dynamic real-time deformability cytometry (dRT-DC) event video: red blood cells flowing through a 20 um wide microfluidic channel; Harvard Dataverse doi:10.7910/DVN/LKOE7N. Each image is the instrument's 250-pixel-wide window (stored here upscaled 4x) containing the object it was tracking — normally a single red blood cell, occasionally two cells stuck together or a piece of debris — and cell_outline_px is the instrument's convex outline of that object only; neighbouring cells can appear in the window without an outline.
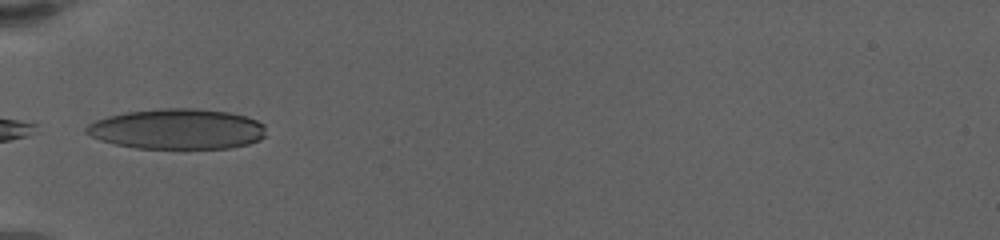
{"species": "human", "species_latin": "Homo sapiens", "temperature_condition": "warm", "stored_images_in_passage": 38, "camera_frame_rate_fps": 3000, "um_per_image_px": 0.085, "donor": {"sex": "female"}, "frame": {"image": 1, "passage_image": 1, "time_ms": 0.0, "image_size_px": [1000, 240], "cell_outline_px": [[264, 136], [260, 140], [248, 144], [232, 148], [136, 148], [116, 144], [100, 140], [84, 132], [84, 128], [88, 124], [96, 120], [108, 116], [128, 112], [160, 108], [196, 108], [228, 112], [244, 116], [256, 120], [264, 124]], "centroid_in_image_um": [15.06, 10.97], "position_along_channel_um": 69.9, "area_um2": 42.25}}
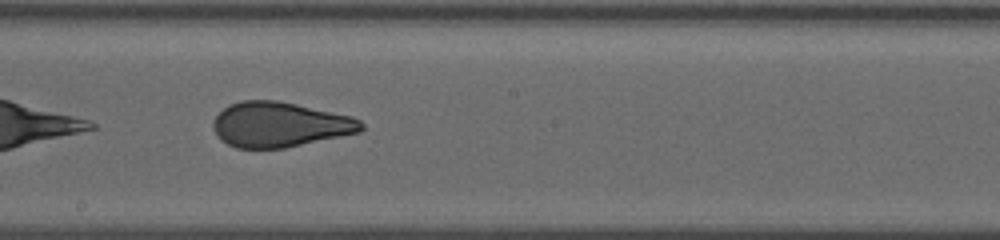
{"frame": {"image": 2, "passage_image": 15, "time_ms": 4.667, "image_size_px": [1000, 240], "cell_outline_px": [[364, 128], [360, 132], [284, 148], [236, 148], [220, 140], [212, 124], [216, 116], [228, 104], [240, 100], [276, 100], [296, 104], [352, 116], [360, 120], [364, 124]], "centroid_in_image_um": [23.77, 10.58], "position_along_channel_um": 224.4, "area_um2": 38.78}}
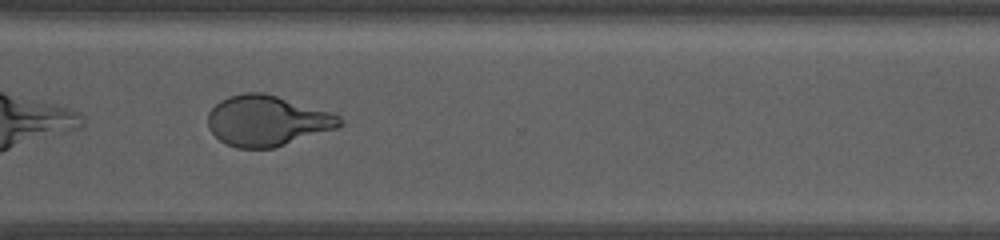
{"frame": {"image": 3, "passage_image": 26, "time_ms": 8.333, "image_size_px": [1000, 240], "cell_outline_px": [[344, 124], [340, 128], [272, 148], [236, 148], [220, 140], [208, 128], [208, 112], [220, 100], [228, 96], [244, 92], [264, 92], [332, 112], [340, 116]], "centroid_in_image_um": [22.73, 10.25], "position_along_channel_um": 347.9, "area_um2": 39.02}, "authors_computed_cell_mechanics": {"area_um2": 39.7086, "velocity_mm_per_s": 3.3736, "shape_relaxation_time_tau1_ms": 10.83, "shape_relaxation_time_tau2_ms": 0.8585, "deformation_change_tau1": 0.2989, "deformation_change_tau2": 0.0777}}